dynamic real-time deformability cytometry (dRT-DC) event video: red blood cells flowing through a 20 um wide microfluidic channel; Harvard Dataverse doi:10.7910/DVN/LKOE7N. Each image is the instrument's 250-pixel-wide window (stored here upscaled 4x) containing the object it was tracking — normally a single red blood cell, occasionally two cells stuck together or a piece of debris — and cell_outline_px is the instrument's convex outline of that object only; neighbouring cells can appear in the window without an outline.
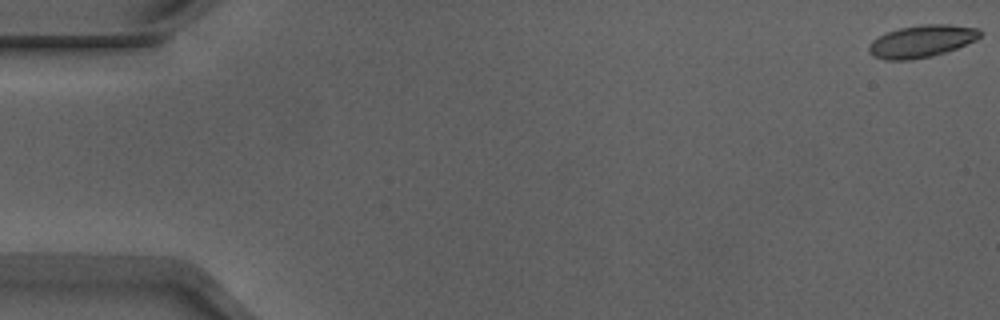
{"species": "Egyptian fruit bat (a non-hibernating species)", "species_latin": "Rousettus aegyptiacus", "temperature_condition": "warm", "stored_images_in_passage": 53, "camera_frame_rate_fps": 3000, "um_per_image_px": 0.085, "animal": {"sex": "male"}, "frame": {"image": 1, "passage_image": 1, "time_ms": 0.0, "image_size_px": [1000, 320], "cell_outline_px": [[980, 36], [976, 40], [956, 48], [932, 56], [912, 60], [884, 60], [872, 56], [868, 52], [868, 44], [872, 40], [888, 32], [900, 28], [920, 24], [948, 24], [980, 28]], "centroid_in_image_um": [78.31, 3.51], "position_along_channel_um": 6.7, "area_um2": 20.98}}
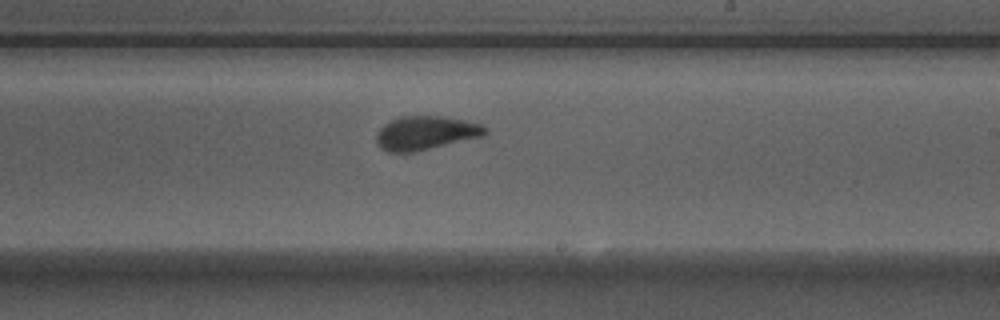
{"frame": {"image": 2, "passage_image": 32, "time_ms": 10.333, "image_size_px": [1000, 320], "cell_outline_px": [[488, 132], [484, 136], [412, 152], [388, 152], [380, 148], [376, 144], [376, 132], [384, 124], [400, 116], [440, 116], [464, 120], [480, 124], [488, 128]], "centroid_in_image_um": [36.16, 11.3], "position_along_channel_um": 252.8, "area_um2": 21.39}}
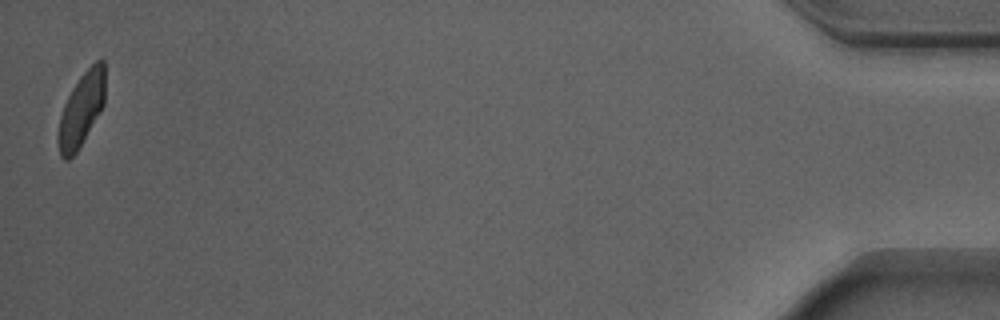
{"frame": {"image": 3, "passage_image": 53, "time_ms": 17.333, "image_size_px": [1000, 320], "cell_outline_px": [[104, 104], [76, 152], [68, 160], [64, 160], [60, 156], [56, 140], [56, 136], [60, 116], [64, 104], [72, 88], [80, 76], [96, 60], [104, 60]], "centroid_in_image_um": [6.87, 9.33], "position_along_channel_um": 428.3, "area_um2": 19.94}, "authors_computed_cell_mechanics": {"area_um2": 21.3282, "velocity_mm_per_s": 3.8954, "shape_relaxation_time_tau1_ms": 3.3143, "shape_relaxation_time_tau2_ms": 0.78, "deformation_change_tau1": 0.1311, "deformation_change_tau2": 0.0507}}